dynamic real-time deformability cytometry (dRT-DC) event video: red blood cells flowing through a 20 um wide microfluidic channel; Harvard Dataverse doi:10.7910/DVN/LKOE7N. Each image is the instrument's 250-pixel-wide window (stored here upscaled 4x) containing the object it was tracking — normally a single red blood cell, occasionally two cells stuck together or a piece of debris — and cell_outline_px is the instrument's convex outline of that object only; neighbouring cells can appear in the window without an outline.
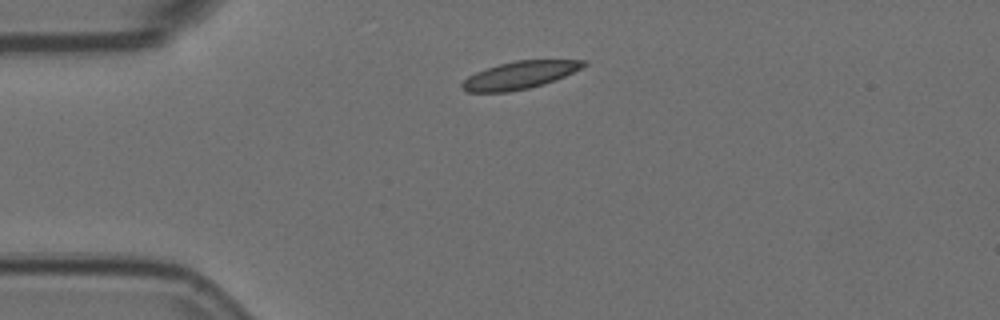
{"species": "Egyptian fruit bat (a non-hibernating species)", "species_latin": "Rousettus aegyptiacus", "temperature_condition": "room temperature", "stored_images_in_passage": 2, "camera_frame_rate_fps": 3000, "um_per_image_px": 0.085, "animal": {"sex": "female"}, "frame": {"image": 1, "passage_image": 1, "time_ms": 0.0, "image_size_px": [1000, 320], "cell_outline_px": [[588, 64], [564, 76], [544, 84], [528, 88], [508, 92], [464, 92], [460, 88], [460, 84], [468, 76], [476, 72], [500, 64], [516, 60], [588, 60]], "centroid_in_image_um": [44.14, 6.39], "position_along_channel_um": 40.9, "area_um2": 19.42}}